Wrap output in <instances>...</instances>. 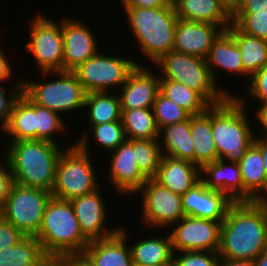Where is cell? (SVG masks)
Returning <instances> with one entry per match:
<instances>
[{"instance_id": "obj_1", "label": "cell", "mask_w": 267, "mask_h": 266, "mask_svg": "<svg viewBox=\"0 0 267 266\" xmlns=\"http://www.w3.org/2000/svg\"><path fill=\"white\" fill-rule=\"evenodd\" d=\"M267 249V200L234 202L221 224L220 258L253 261Z\"/></svg>"}, {"instance_id": "obj_2", "label": "cell", "mask_w": 267, "mask_h": 266, "mask_svg": "<svg viewBox=\"0 0 267 266\" xmlns=\"http://www.w3.org/2000/svg\"><path fill=\"white\" fill-rule=\"evenodd\" d=\"M4 158L9 163L14 183L51 192L56 166L63 152L60 144L46 140L8 142Z\"/></svg>"}, {"instance_id": "obj_3", "label": "cell", "mask_w": 267, "mask_h": 266, "mask_svg": "<svg viewBox=\"0 0 267 266\" xmlns=\"http://www.w3.org/2000/svg\"><path fill=\"white\" fill-rule=\"evenodd\" d=\"M245 99L228 96L223 102L211 105V128L218 158L239 162L254 142L256 132L245 109Z\"/></svg>"}, {"instance_id": "obj_4", "label": "cell", "mask_w": 267, "mask_h": 266, "mask_svg": "<svg viewBox=\"0 0 267 266\" xmlns=\"http://www.w3.org/2000/svg\"><path fill=\"white\" fill-rule=\"evenodd\" d=\"M139 50L148 60L157 62L174 48V33L178 17L173 3L167 6L138 8L122 7Z\"/></svg>"}, {"instance_id": "obj_5", "label": "cell", "mask_w": 267, "mask_h": 266, "mask_svg": "<svg viewBox=\"0 0 267 266\" xmlns=\"http://www.w3.org/2000/svg\"><path fill=\"white\" fill-rule=\"evenodd\" d=\"M45 254L56 261L70 253L84 252L89 241L83 236L70 201L51 198L35 236Z\"/></svg>"}, {"instance_id": "obj_6", "label": "cell", "mask_w": 267, "mask_h": 266, "mask_svg": "<svg viewBox=\"0 0 267 266\" xmlns=\"http://www.w3.org/2000/svg\"><path fill=\"white\" fill-rule=\"evenodd\" d=\"M88 132L77 142L67 146L61 153L55 174V183L51 191L53 198L70 201L98 189L100 184L92 164ZM90 153V154H89Z\"/></svg>"}, {"instance_id": "obj_7", "label": "cell", "mask_w": 267, "mask_h": 266, "mask_svg": "<svg viewBox=\"0 0 267 266\" xmlns=\"http://www.w3.org/2000/svg\"><path fill=\"white\" fill-rule=\"evenodd\" d=\"M162 71L160 79L176 81L198 92L210 105L223 102L228 96H235L218 88L213 80L206 59L170 51L155 64Z\"/></svg>"}, {"instance_id": "obj_8", "label": "cell", "mask_w": 267, "mask_h": 266, "mask_svg": "<svg viewBox=\"0 0 267 266\" xmlns=\"http://www.w3.org/2000/svg\"><path fill=\"white\" fill-rule=\"evenodd\" d=\"M51 75L56 79L46 80V82L21 79L22 92L33 103L58 114L84 109L86 91L74 73L72 71L43 72L42 76L46 78Z\"/></svg>"}, {"instance_id": "obj_9", "label": "cell", "mask_w": 267, "mask_h": 266, "mask_svg": "<svg viewBox=\"0 0 267 266\" xmlns=\"http://www.w3.org/2000/svg\"><path fill=\"white\" fill-rule=\"evenodd\" d=\"M51 192L14 183L2 205V218L25 236H36Z\"/></svg>"}, {"instance_id": "obj_10", "label": "cell", "mask_w": 267, "mask_h": 266, "mask_svg": "<svg viewBox=\"0 0 267 266\" xmlns=\"http://www.w3.org/2000/svg\"><path fill=\"white\" fill-rule=\"evenodd\" d=\"M120 57L98 52L86 62L79 64L72 72L86 93L110 92L112 87L117 89V86L120 89L129 74L137 65H141L132 58Z\"/></svg>"}, {"instance_id": "obj_11", "label": "cell", "mask_w": 267, "mask_h": 266, "mask_svg": "<svg viewBox=\"0 0 267 266\" xmlns=\"http://www.w3.org/2000/svg\"><path fill=\"white\" fill-rule=\"evenodd\" d=\"M35 16L29 21L30 42L28 40L23 47L33 55L41 75L63 71L62 20L57 23L42 13Z\"/></svg>"}, {"instance_id": "obj_12", "label": "cell", "mask_w": 267, "mask_h": 266, "mask_svg": "<svg viewBox=\"0 0 267 266\" xmlns=\"http://www.w3.org/2000/svg\"><path fill=\"white\" fill-rule=\"evenodd\" d=\"M142 199V222L147 227H167L184 216L182 196L162 186L154 179H148L137 191ZM142 192V193H141Z\"/></svg>"}, {"instance_id": "obj_13", "label": "cell", "mask_w": 267, "mask_h": 266, "mask_svg": "<svg viewBox=\"0 0 267 266\" xmlns=\"http://www.w3.org/2000/svg\"><path fill=\"white\" fill-rule=\"evenodd\" d=\"M222 222L184 216L169 233L173 251L218 252Z\"/></svg>"}, {"instance_id": "obj_14", "label": "cell", "mask_w": 267, "mask_h": 266, "mask_svg": "<svg viewBox=\"0 0 267 266\" xmlns=\"http://www.w3.org/2000/svg\"><path fill=\"white\" fill-rule=\"evenodd\" d=\"M100 188L70 200L81 232L89 242L109 238L119 231V227L110 229L105 225L109 214Z\"/></svg>"}, {"instance_id": "obj_15", "label": "cell", "mask_w": 267, "mask_h": 266, "mask_svg": "<svg viewBox=\"0 0 267 266\" xmlns=\"http://www.w3.org/2000/svg\"><path fill=\"white\" fill-rule=\"evenodd\" d=\"M63 71H72L79 64L101 52L95 34L85 22L77 19H62Z\"/></svg>"}, {"instance_id": "obj_16", "label": "cell", "mask_w": 267, "mask_h": 266, "mask_svg": "<svg viewBox=\"0 0 267 266\" xmlns=\"http://www.w3.org/2000/svg\"><path fill=\"white\" fill-rule=\"evenodd\" d=\"M234 201L225 193L207 188L200 180L182 196L186 216L223 222Z\"/></svg>"}, {"instance_id": "obj_17", "label": "cell", "mask_w": 267, "mask_h": 266, "mask_svg": "<svg viewBox=\"0 0 267 266\" xmlns=\"http://www.w3.org/2000/svg\"><path fill=\"white\" fill-rule=\"evenodd\" d=\"M109 166V180L120 195L135 194L148 180L136 163L133 140H126L115 150Z\"/></svg>"}, {"instance_id": "obj_18", "label": "cell", "mask_w": 267, "mask_h": 266, "mask_svg": "<svg viewBox=\"0 0 267 266\" xmlns=\"http://www.w3.org/2000/svg\"><path fill=\"white\" fill-rule=\"evenodd\" d=\"M160 76L144 65H137L118 94L121 110L152 108L159 92Z\"/></svg>"}, {"instance_id": "obj_19", "label": "cell", "mask_w": 267, "mask_h": 266, "mask_svg": "<svg viewBox=\"0 0 267 266\" xmlns=\"http://www.w3.org/2000/svg\"><path fill=\"white\" fill-rule=\"evenodd\" d=\"M222 31L218 25L178 18L173 51L206 59L213 41Z\"/></svg>"}, {"instance_id": "obj_20", "label": "cell", "mask_w": 267, "mask_h": 266, "mask_svg": "<svg viewBox=\"0 0 267 266\" xmlns=\"http://www.w3.org/2000/svg\"><path fill=\"white\" fill-rule=\"evenodd\" d=\"M200 178L207 188L227 194L234 202L244 201V185L238 162L226 163L218 159L207 163L200 168Z\"/></svg>"}, {"instance_id": "obj_21", "label": "cell", "mask_w": 267, "mask_h": 266, "mask_svg": "<svg viewBox=\"0 0 267 266\" xmlns=\"http://www.w3.org/2000/svg\"><path fill=\"white\" fill-rule=\"evenodd\" d=\"M153 179L175 194L183 196L201 180L200 167L187 160L162 156Z\"/></svg>"}, {"instance_id": "obj_22", "label": "cell", "mask_w": 267, "mask_h": 266, "mask_svg": "<svg viewBox=\"0 0 267 266\" xmlns=\"http://www.w3.org/2000/svg\"><path fill=\"white\" fill-rule=\"evenodd\" d=\"M127 235L124 228H119L109 238L90 241L84 253L95 266H133Z\"/></svg>"}, {"instance_id": "obj_23", "label": "cell", "mask_w": 267, "mask_h": 266, "mask_svg": "<svg viewBox=\"0 0 267 266\" xmlns=\"http://www.w3.org/2000/svg\"><path fill=\"white\" fill-rule=\"evenodd\" d=\"M206 64L210 70L213 80L218 82V68L226 70L233 75L250 77L244 72L241 51L239 50L234 37L227 31H222L219 36L213 41L212 46L206 57ZM214 65V66H213ZM216 68V69H215Z\"/></svg>"}, {"instance_id": "obj_24", "label": "cell", "mask_w": 267, "mask_h": 266, "mask_svg": "<svg viewBox=\"0 0 267 266\" xmlns=\"http://www.w3.org/2000/svg\"><path fill=\"white\" fill-rule=\"evenodd\" d=\"M238 164L244 185V201L267 200V174L260 149L252 143Z\"/></svg>"}, {"instance_id": "obj_25", "label": "cell", "mask_w": 267, "mask_h": 266, "mask_svg": "<svg viewBox=\"0 0 267 266\" xmlns=\"http://www.w3.org/2000/svg\"><path fill=\"white\" fill-rule=\"evenodd\" d=\"M178 18L218 25L223 31L232 23V17L217 0H172Z\"/></svg>"}, {"instance_id": "obj_26", "label": "cell", "mask_w": 267, "mask_h": 266, "mask_svg": "<svg viewBox=\"0 0 267 266\" xmlns=\"http://www.w3.org/2000/svg\"><path fill=\"white\" fill-rule=\"evenodd\" d=\"M10 140H36L35 103L23 92L14 101L6 124L0 128Z\"/></svg>"}, {"instance_id": "obj_27", "label": "cell", "mask_w": 267, "mask_h": 266, "mask_svg": "<svg viewBox=\"0 0 267 266\" xmlns=\"http://www.w3.org/2000/svg\"><path fill=\"white\" fill-rule=\"evenodd\" d=\"M190 133L194 144V164L201 168L219 159L211 128V105L204 113L190 116Z\"/></svg>"}, {"instance_id": "obj_28", "label": "cell", "mask_w": 267, "mask_h": 266, "mask_svg": "<svg viewBox=\"0 0 267 266\" xmlns=\"http://www.w3.org/2000/svg\"><path fill=\"white\" fill-rule=\"evenodd\" d=\"M134 243L129 246L133 266H157L173 262L174 251L169 233L164 238L149 236Z\"/></svg>"}, {"instance_id": "obj_29", "label": "cell", "mask_w": 267, "mask_h": 266, "mask_svg": "<svg viewBox=\"0 0 267 266\" xmlns=\"http://www.w3.org/2000/svg\"><path fill=\"white\" fill-rule=\"evenodd\" d=\"M159 144L162 156L187 160L194 163V144L190 133V118L186 121L167 125L159 130Z\"/></svg>"}, {"instance_id": "obj_30", "label": "cell", "mask_w": 267, "mask_h": 266, "mask_svg": "<svg viewBox=\"0 0 267 266\" xmlns=\"http://www.w3.org/2000/svg\"><path fill=\"white\" fill-rule=\"evenodd\" d=\"M226 30L241 51L244 72L249 77L267 65V40L248 35L233 23Z\"/></svg>"}, {"instance_id": "obj_31", "label": "cell", "mask_w": 267, "mask_h": 266, "mask_svg": "<svg viewBox=\"0 0 267 266\" xmlns=\"http://www.w3.org/2000/svg\"><path fill=\"white\" fill-rule=\"evenodd\" d=\"M51 262L35 236H26L17 245L0 251V266H48Z\"/></svg>"}, {"instance_id": "obj_32", "label": "cell", "mask_w": 267, "mask_h": 266, "mask_svg": "<svg viewBox=\"0 0 267 266\" xmlns=\"http://www.w3.org/2000/svg\"><path fill=\"white\" fill-rule=\"evenodd\" d=\"M84 108H88V125H98L112 121H121V104L117 93H86Z\"/></svg>"}, {"instance_id": "obj_33", "label": "cell", "mask_w": 267, "mask_h": 266, "mask_svg": "<svg viewBox=\"0 0 267 266\" xmlns=\"http://www.w3.org/2000/svg\"><path fill=\"white\" fill-rule=\"evenodd\" d=\"M121 122L127 140L159 139V129L152 108L122 110Z\"/></svg>"}, {"instance_id": "obj_34", "label": "cell", "mask_w": 267, "mask_h": 266, "mask_svg": "<svg viewBox=\"0 0 267 266\" xmlns=\"http://www.w3.org/2000/svg\"><path fill=\"white\" fill-rule=\"evenodd\" d=\"M159 92L191 116L204 113L210 106L198 92L176 81L160 79Z\"/></svg>"}, {"instance_id": "obj_35", "label": "cell", "mask_w": 267, "mask_h": 266, "mask_svg": "<svg viewBox=\"0 0 267 266\" xmlns=\"http://www.w3.org/2000/svg\"><path fill=\"white\" fill-rule=\"evenodd\" d=\"M159 141V142H158ZM160 140H133L136 163L141 173L147 179H153L157 174L162 158Z\"/></svg>"}, {"instance_id": "obj_36", "label": "cell", "mask_w": 267, "mask_h": 266, "mask_svg": "<svg viewBox=\"0 0 267 266\" xmlns=\"http://www.w3.org/2000/svg\"><path fill=\"white\" fill-rule=\"evenodd\" d=\"M62 119V116L57 112L35 104L36 140L59 143L56 142L55 136L66 131V123Z\"/></svg>"}, {"instance_id": "obj_37", "label": "cell", "mask_w": 267, "mask_h": 266, "mask_svg": "<svg viewBox=\"0 0 267 266\" xmlns=\"http://www.w3.org/2000/svg\"><path fill=\"white\" fill-rule=\"evenodd\" d=\"M152 110L159 130L167 125L186 121L191 116L186 110L163 96L160 92L156 95Z\"/></svg>"}, {"instance_id": "obj_38", "label": "cell", "mask_w": 267, "mask_h": 266, "mask_svg": "<svg viewBox=\"0 0 267 266\" xmlns=\"http://www.w3.org/2000/svg\"><path fill=\"white\" fill-rule=\"evenodd\" d=\"M92 132L91 137L104 147L106 151L115 150L119 145L127 140L125 130L121 121H112L89 127Z\"/></svg>"}, {"instance_id": "obj_39", "label": "cell", "mask_w": 267, "mask_h": 266, "mask_svg": "<svg viewBox=\"0 0 267 266\" xmlns=\"http://www.w3.org/2000/svg\"><path fill=\"white\" fill-rule=\"evenodd\" d=\"M232 23L248 35L267 40V14L234 13Z\"/></svg>"}, {"instance_id": "obj_40", "label": "cell", "mask_w": 267, "mask_h": 266, "mask_svg": "<svg viewBox=\"0 0 267 266\" xmlns=\"http://www.w3.org/2000/svg\"><path fill=\"white\" fill-rule=\"evenodd\" d=\"M219 258L218 252L213 251H182L174 252L173 263L175 266H217Z\"/></svg>"}, {"instance_id": "obj_41", "label": "cell", "mask_w": 267, "mask_h": 266, "mask_svg": "<svg viewBox=\"0 0 267 266\" xmlns=\"http://www.w3.org/2000/svg\"><path fill=\"white\" fill-rule=\"evenodd\" d=\"M248 94L256 99L257 110L267 107V65L254 73L249 79ZM260 105V107H258Z\"/></svg>"}, {"instance_id": "obj_42", "label": "cell", "mask_w": 267, "mask_h": 266, "mask_svg": "<svg viewBox=\"0 0 267 266\" xmlns=\"http://www.w3.org/2000/svg\"><path fill=\"white\" fill-rule=\"evenodd\" d=\"M13 89H9L10 91H7V88L5 89V86L1 84L0 86V124L1 128L6 124V122L9 119L10 112L12 109V105L14 101L19 97V95L22 92V82L21 80L19 82L16 81L14 83ZM6 92L8 93L6 95Z\"/></svg>"}, {"instance_id": "obj_43", "label": "cell", "mask_w": 267, "mask_h": 266, "mask_svg": "<svg viewBox=\"0 0 267 266\" xmlns=\"http://www.w3.org/2000/svg\"><path fill=\"white\" fill-rule=\"evenodd\" d=\"M26 236L12 224L0 219V251L17 245Z\"/></svg>"}, {"instance_id": "obj_44", "label": "cell", "mask_w": 267, "mask_h": 266, "mask_svg": "<svg viewBox=\"0 0 267 266\" xmlns=\"http://www.w3.org/2000/svg\"><path fill=\"white\" fill-rule=\"evenodd\" d=\"M4 165L0 164V204L3 205L9 195L10 189L14 184L13 175L9 163L3 158ZM5 166V167H4Z\"/></svg>"}, {"instance_id": "obj_45", "label": "cell", "mask_w": 267, "mask_h": 266, "mask_svg": "<svg viewBox=\"0 0 267 266\" xmlns=\"http://www.w3.org/2000/svg\"><path fill=\"white\" fill-rule=\"evenodd\" d=\"M56 262L60 266H95L84 252L65 254L59 257Z\"/></svg>"}, {"instance_id": "obj_46", "label": "cell", "mask_w": 267, "mask_h": 266, "mask_svg": "<svg viewBox=\"0 0 267 266\" xmlns=\"http://www.w3.org/2000/svg\"><path fill=\"white\" fill-rule=\"evenodd\" d=\"M235 13L267 14V0H243Z\"/></svg>"}, {"instance_id": "obj_47", "label": "cell", "mask_w": 267, "mask_h": 266, "mask_svg": "<svg viewBox=\"0 0 267 266\" xmlns=\"http://www.w3.org/2000/svg\"><path fill=\"white\" fill-rule=\"evenodd\" d=\"M123 7L152 8L169 5L172 0H120Z\"/></svg>"}, {"instance_id": "obj_48", "label": "cell", "mask_w": 267, "mask_h": 266, "mask_svg": "<svg viewBox=\"0 0 267 266\" xmlns=\"http://www.w3.org/2000/svg\"><path fill=\"white\" fill-rule=\"evenodd\" d=\"M0 47V85L5 83L6 81L9 82L8 80L13 77V69L12 65L9 63V58H6L7 56L4 54L3 50ZM8 59V60H7Z\"/></svg>"}, {"instance_id": "obj_49", "label": "cell", "mask_w": 267, "mask_h": 266, "mask_svg": "<svg viewBox=\"0 0 267 266\" xmlns=\"http://www.w3.org/2000/svg\"><path fill=\"white\" fill-rule=\"evenodd\" d=\"M224 10L232 17L243 0H217Z\"/></svg>"}, {"instance_id": "obj_50", "label": "cell", "mask_w": 267, "mask_h": 266, "mask_svg": "<svg viewBox=\"0 0 267 266\" xmlns=\"http://www.w3.org/2000/svg\"><path fill=\"white\" fill-rule=\"evenodd\" d=\"M261 151L263 157V164L267 174V138L266 137H254L253 142Z\"/></svg>"}, {"instance_id": "obj_51", "label": "cell", "mask_w": 267, "mask_h": 266, "mask_svg": "<svg viewBox=\"0 0 267 266\" xmlns=\"http://www.w3.org/2000/svg\"><path fill=\"white\" fill-rule=\"evenodd\" d=\"M255 114H256L255 117L257 116L256 119H258V122L260 123L261 128H263L261 129L262 131H260V132H263V135L262 133H260L259 135L261 137L267 138V107L258 109Z\"/></svg>"}, {"instance_id": "obj_52", "label": "cell", "mask_w": 267, "mask_h": 266, "mask_svg": "<svg viewBox=\"0 0 267 266\" xmlns=\"http://www.w3.org/2000/svg\"><path fill=\"white\" fill-rule=\"evenodd\" d=\"M217 266H254V261L229 260V259L219 258Z\"/></svg>"}, {"instance_id": "obj_53", "label": "cell", "mask_w": 267, "mask_h": 266, "mask_svg": "<svg viewBox=\"0 0 267 266\" xmlns=\"http://www.w3.org/2000/svg\"><path fill=\"white\" fill-rule=\"evenodd\" d=\"M253 261L254 266H267V249L262 251Z\"/></svg>"}, {"instance_id": "obj_54", "label": "cell", "mask_w": 267, "mask_h": 266, "mask_svg": "<svg viewBox=\"0 0 267 266\" xmlns=\"http://www.w3.org/2000/svg\"><path fill=\"white\" fill-rule=\"evenodd\" d=\"M48 266H60L56 261H52Z\"/></svg>"}, {"instance_id": "obj_55", "label": "cell", "mask_w": 267, "mask_h": 266, "mask_svg": "<svg viewBox=\"0 0 267 266\" xmlns=\"http://www.w3.org/2000/svg\"><path fill=\"white\" fill-rule=\"evenodd\" d=\"M157 266H175L174 263H168V264H163V265H157Z\"/></svg>"}, {"instance_id": "obj_56", "label": "cell", "mask_w": 267, "mask_h": 266, "mask_svg": "<svg viewBox=\"0 0 267 266\" xmlns=\"http://www.w3.org/2000/svg\"><path fill=\"white\" fill-rule=\"evenodd\" d=\"M2 218V205L0 204V219Z\"/></svg>"}]
</instances>
